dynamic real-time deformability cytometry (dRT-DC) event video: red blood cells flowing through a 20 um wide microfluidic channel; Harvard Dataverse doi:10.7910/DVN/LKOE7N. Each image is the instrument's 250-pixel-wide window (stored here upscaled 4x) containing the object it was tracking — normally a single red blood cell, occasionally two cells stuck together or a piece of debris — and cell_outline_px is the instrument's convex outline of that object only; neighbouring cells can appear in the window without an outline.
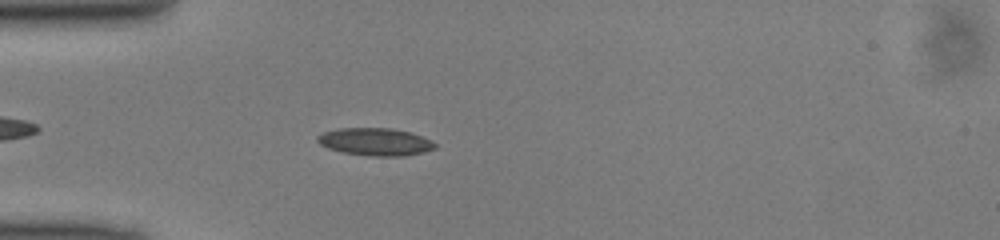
{"species": "common noctule bat (a hibernating species)", "species_latin": "Nyctalus noctula", "temperature_condition": "cold", "stored_images_in_passage": 37, "camera_frame_rate_fps": 3000, "um_per_image_px": 0.085, "animal": {"sex": "male", "body_mass_g": 13.0, "forearm_length_mm": 53.1}, "frame": {"image": 1, "passage_image": 6, "time_ms": 1.667, "image_size_px": [1000, 240], "cell_outline_px": [[436, 148], [424, 152], [404, 156], [368, 156], [344, 152], [328, 148], [320, 144], [316, 140], [316, 136], [324, 132], [340, 128], [392, 128], [412, 132], [436, 144]], "centroid_in_image_um": [31.89, 12.05], "position_along_channel_um": 53.1, "area_um2": 18.84}}
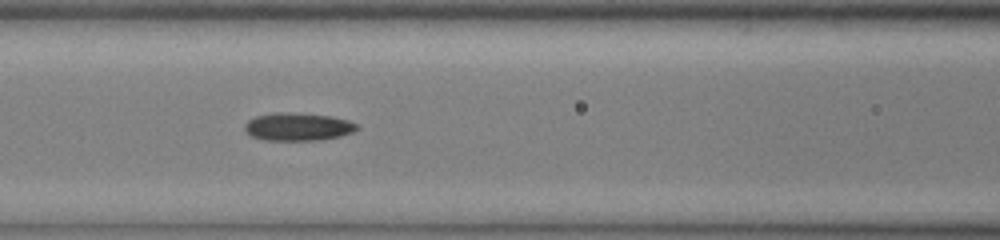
{"frame": {"image": 2, "passage_image": 13, "time_ms": 4.0, "image_size_px": [1000, 240], "cell_outline_px": [[360, 128], [352, 132], [340, 136], [320, 140], [264, 140], [252, 136], [244, 132], [244, 124], [248, 120], [256, 116], [272, 112], [284, 112], [332, 116], [348, 120], [356, 124]], "centroid_in_image_um": [25.29, 10.77], "position_along_channel_um": 141.3, "area_um2": 18.32}}
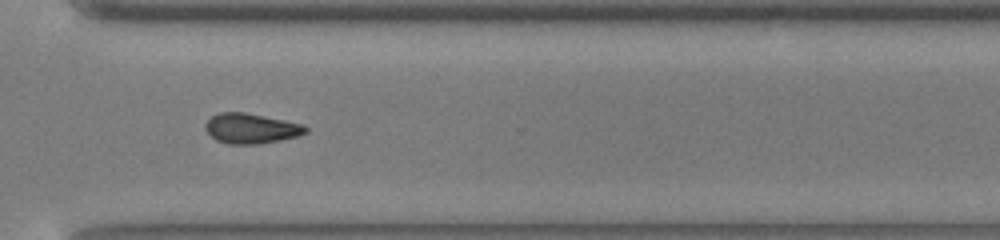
{"frame": {"image": 3, "passage_image": 28, "time_ms": 9.0, "image_size_px": [1000, 240], "cell_outline_px": [[308, 132], [296, 136], [280, 140], [260, 144], [228, 144], [216, 140], [204, 128], [204, 124], [212, 116], [220, 112], [244, 112], [304, 124], [308, 128]], "centroid_in_image_um": [21.34, 10.92], "position_along_channel_um": 349.3, "area_um2": 17.57}}